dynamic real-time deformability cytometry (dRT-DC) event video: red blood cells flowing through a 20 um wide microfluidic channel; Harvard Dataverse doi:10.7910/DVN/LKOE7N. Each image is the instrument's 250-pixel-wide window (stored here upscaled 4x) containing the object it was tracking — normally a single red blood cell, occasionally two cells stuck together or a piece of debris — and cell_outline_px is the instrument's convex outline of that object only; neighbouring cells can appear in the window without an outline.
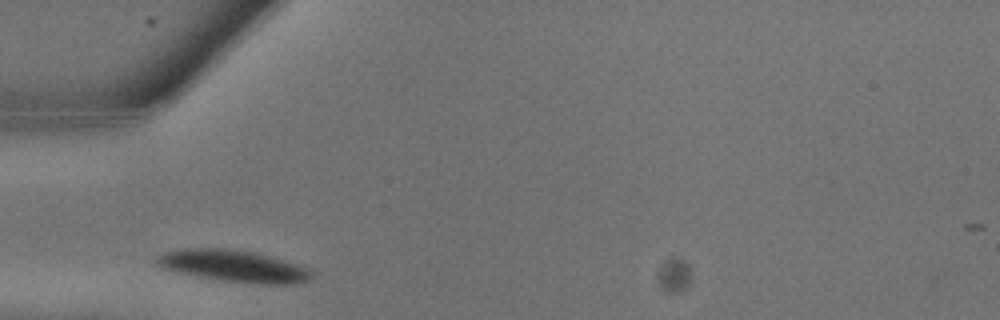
{"species": "common noctule bat (a hibernating species)", "species_latin": "Nyctalus noctula", "temperature_condition": "warm", "stored_images_in_passage": 7, "camera_frame_rate_fps": 3000, "um_per_image_px": 0.085, "animal": {"sex": "male", "body_mass_g": 13.3}, "frame": {"image": 1, "passage_image": 1, "time_ms": 0.0, "image_size_px": [1000, 320], "cell_outline_px": [[312, 276], [308, 280], [296, 284], [256, 284], [224, 280], [200, 276], [160, 268], [152, 260], [156, 256], [164, 252], [188, 248], [232, 248], [252, 252], [284, 260], [308, 268], [312, 272]], "centroid_in_image_um": [19.82, 22.6], "position_along_channel_um": 65.2, "area_um2": 28.61}}
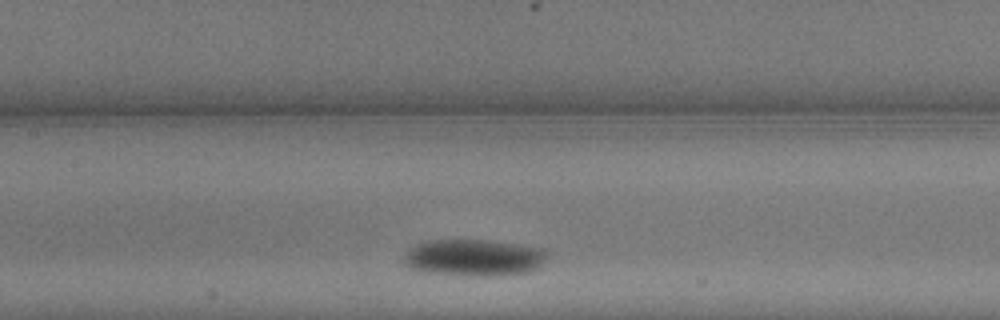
{"frame": {"image": 2, "passage_image": 5, "time_ms": 1.333, "image_size_px": [1000, 320], "cell_outline_px": [[548, 256], [540, 268], [532, 272], [504, 276], [472, 276], [432, 272], [408, 268], [404, 264], [404, 256], [408, 248], [416, 244], [428, 240], [488, 240], [520, 244], [540, 248], [548, 252]], "centroid_in_image_um": [40.34, 21.91], "position_along_channel_um": 167.1, "area_um2": 31.21}}
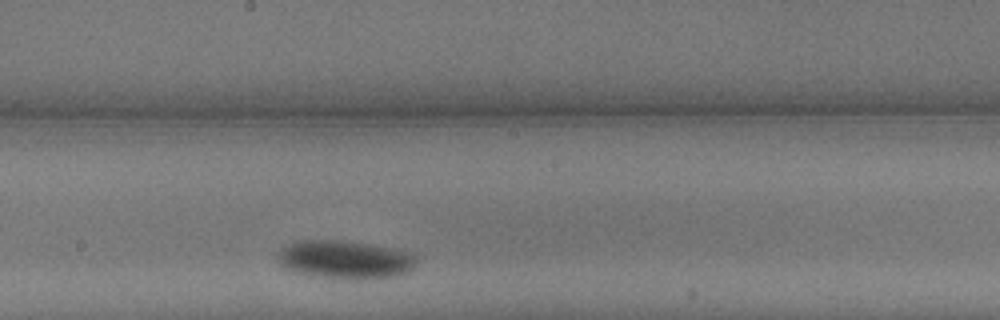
{"frame": {"image": 3, "passage_image": 7, "time_ms": 2.0, "image_size_px": [1000, 320], "cell_outline_px": [[416, 264], [412, 268], [396, 276], [356, 280], [308, 276], [292, 272], [280, 264], [276, 260], [276, 252], [280, 248], [300, 240], [344, 240], [392, 248], [412, 252], [416, 256]], "centroid_in_image_um": [29.26, 22.07], "position_along_channel_um": 218.9, "area_um2": 31.5}}